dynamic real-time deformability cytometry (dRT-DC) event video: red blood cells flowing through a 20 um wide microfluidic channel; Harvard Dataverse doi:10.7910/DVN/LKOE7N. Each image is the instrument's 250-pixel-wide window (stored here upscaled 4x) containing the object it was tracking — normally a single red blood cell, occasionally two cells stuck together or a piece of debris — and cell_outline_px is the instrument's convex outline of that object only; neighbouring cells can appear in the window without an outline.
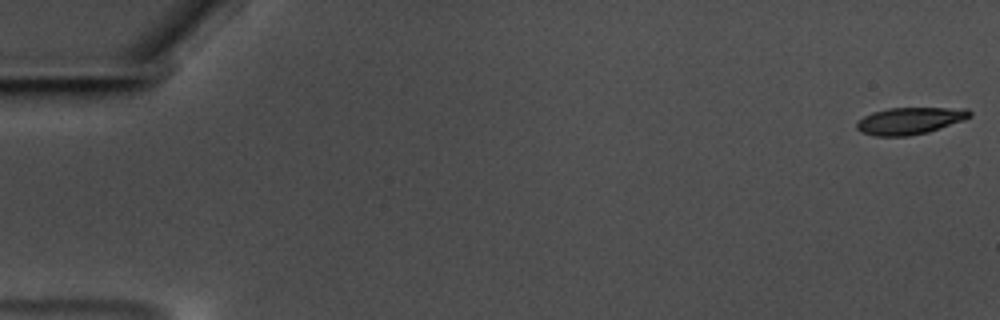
{"species": "common noctule bat (a hibernating species)", "species_latin": "Nyctalus noctula", "temperature_condition": "warm", "stored_images_in_passage": 59, "camera_frame_rate_fps": 3000, "um_per_image_px": 0.085, "animal": {"sex": "male", "body_mass_g": 17.5, "forearm_length_mm": 52.3}, "frame": {"image": 1, "passage_image": 1, "time_ms": 0.0, "image_size_px": [1000, 320], "cell_outline_px": [[972, 116], [964, 120], [928, 132], [908, 136], [876, 136], [860, 132], [856, 128], [856, 124], [864, 116], [872, 112], [888, 108], [968, 108], [972, 112]], "centroid_in_image_um": [77.35, 10.26], "position_along_channel_um": 7.6, "area_um2": 17.8}}
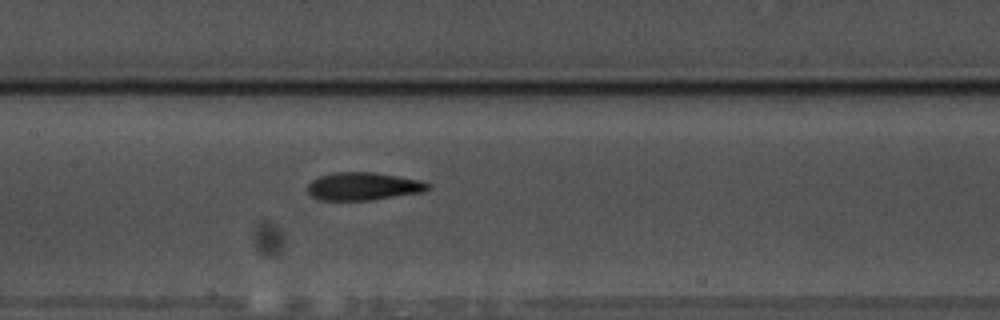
{"frame": {"image": 2, "passage_image": 29, "time_ms": 9.333, "image_size_px": [1000, 320], "cell_outline_px": [[432, 188], [424, 192], [368, 200], [316, 200], [308, 192], [308, 184], [312, 180], [320, 176], [336, 172], [372, 172], [420, 180], [432, 184]], "centroid_in_image_um": [30.9, 15.84], "position_along_channel_um": 176.5, "area_um2": 19.54}}
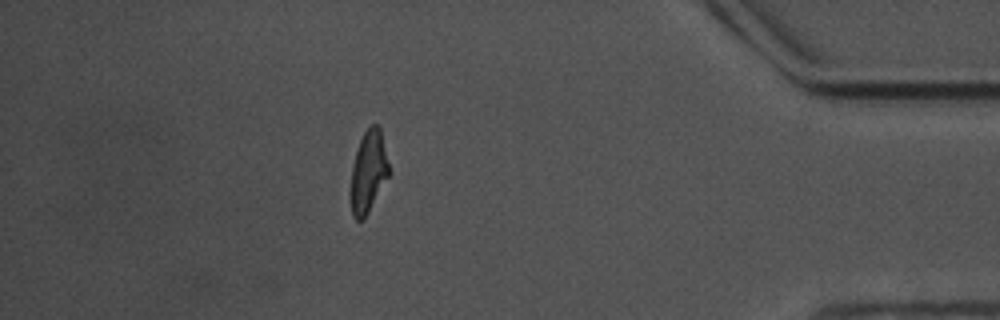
{"frame": {"image": 3, "passage_image": 52, "time_ms": 17.0, "image_size_px": [1000, 320], "cell_outline_px": [[392, 172], [364, 220], [356, 220], [352, 216], [352, 168], [356, 152], [360, 140], [364, 132], [372, 124], [380, 124]], "centroid_in_image_um": [31.38, 14.56], "position_along_channel_um": 403.8, "area_um2": 18.5}, "authors_computed_cell_mechanics": {"area_um2": 19.0162, "velocity_mm_per_s": 3.5175, "shape_relaxation_time_tau1_ms": 5.2749, "shape_relaxation_time_tau2_ms": 3.1748, "deformation_change_tau1": 0.2011, "deformation_change_tau2": 0.0917}}